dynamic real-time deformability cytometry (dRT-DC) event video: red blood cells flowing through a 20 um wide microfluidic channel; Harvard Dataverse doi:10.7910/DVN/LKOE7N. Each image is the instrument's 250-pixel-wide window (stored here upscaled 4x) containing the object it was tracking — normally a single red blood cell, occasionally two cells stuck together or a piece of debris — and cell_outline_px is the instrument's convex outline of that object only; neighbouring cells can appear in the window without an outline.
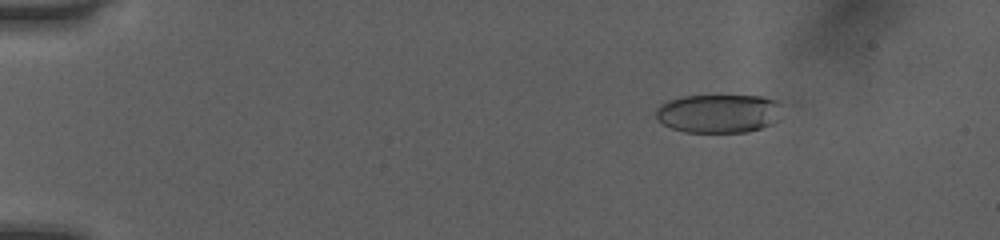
{"species": "human", "species_latin": "Homo sapiens", "temperature_condition": "room temperature", "stored_images_in_passage": 52, "camera_frame_rate_fps": 3000, "um_per_image_px": 0.085, "donor": {"sex": "female"}, "frame": {"image": 1, "passage_image": 8, "time_ms": 2.333, "image_size_px": [1000, 240], "cell_outline_px": [[780, 104], [776, 120], [772, 124], [748, 132], [684, 132], [672, 128], [656, 120], [656, 108], [660, 104], [668, 100], [684, 96], [760, 96], [776, 100]], "centroid_in_image_um": [61.03, 9.64], "position_along_channel_um": 24.0, "area_um2": 28.32}}
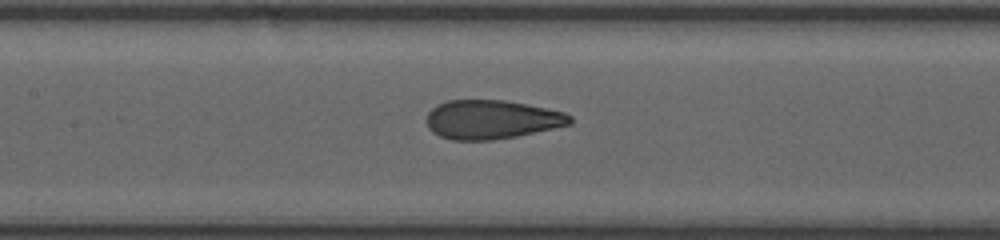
{"frame": {"image": 2, "passage_image": 26, "time_ms": 8.333, "image_size_px": [1000, 240], "cell_outline_px": [[572, 124], [516, 136], [492, 140], [452, 140], [440, 136], [432, 132], [428, 128], [428, 112], [436, 104], [448, 100], [504, 100], [528, 104], [564, 112], [572, 116]], "centroid_in_image_um": [41.79, 10.15], "position_along_channel_um": 165.6, "area_um2": 32.54}}
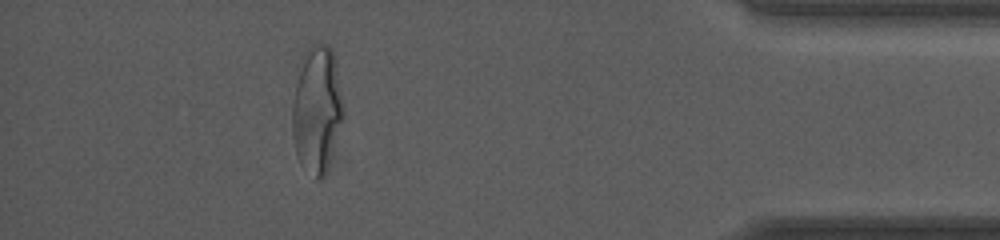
{"frame": {"image": 3, "passage_image": 47, "time_ms": 15.333, "image_size_px": [1000, 240], "cell_outline_px": [[344, 120], [328, 172], [320, 180], [316, 180], [296, 152], [292, 128], [292, 104], [300, 56], [312, 44], [328, 44], [332, 48], [336, 60], [344, 104]], "centroid_in_image_um": [26.98, 9.26], "position_along_channel_um": 408.2, "area_um2": 38.61}, "authors_computed_cell_mechanics": {"area_um2": 32.657, "velocity_mm_per_s": 4.0711, "shape_relaxation_time_tau1_ms": 8.6456, "shape_relaxation_time_tau2_ms": 0.8112, "deformation_change_tau1": 0.2594, "deformation_change_tau2": 0.0828}}